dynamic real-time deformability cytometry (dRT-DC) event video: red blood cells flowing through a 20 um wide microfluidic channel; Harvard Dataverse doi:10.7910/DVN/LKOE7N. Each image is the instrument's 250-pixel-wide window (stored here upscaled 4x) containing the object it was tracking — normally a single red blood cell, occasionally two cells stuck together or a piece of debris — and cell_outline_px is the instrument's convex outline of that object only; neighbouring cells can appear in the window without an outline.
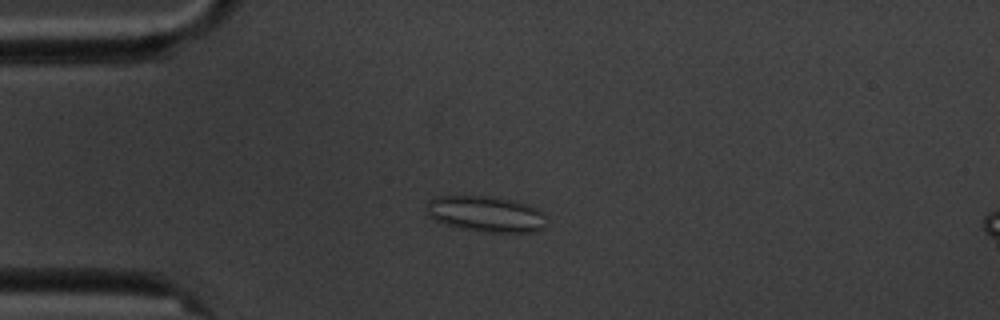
{"species": "common noctule bat (a hibernating species)", "species_latin": "Nyctalus noctula", "temperature_condition": "cold", "stored_images_in_passage": 7, "camera_frame_rate_fps": 3000, "um_per_image_px": 0.085, "animal": {"sex": "male", "body_mass_g": 20.1, "forearm_length_mm": 53.5}, "frame": {"image": 1, "passage_image": 5, "time_ms": 4.667, "image_size_px": [1000, 320], "cell_outline_px": [[544, 228], [536, 232], [484, 232], [460, 228], [436, 220], [428, 216], [424, 208], [424, 204], [428, 200], [436, 196], [492, 196], [512, 200], [536, 208], [544, 212]], "centroid_in_image_um": [41.25, 18.18], "position_along_channel_um": 43.7, "area_um2": 25.2}}
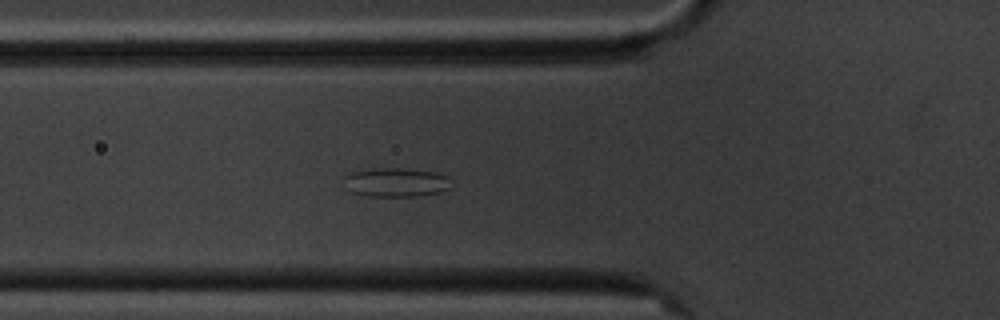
{"frame": {"image": 2, "passage_image": 7, "time_ms": 6.667, "image_size_px": [1000, 320], "cell_outline_px": [[452, 188], [440, 192], [416, 196], [368, 196], [352, 192], [348, 188], [344, 176], [352, 172], [372, 168], [400, 168], [436, 172], [448, 176], [452, 180]], "centroid_in_image_um": [33.73, 15.49], "position_along_channel_um": 92.1, "area_um2": 18.21}}